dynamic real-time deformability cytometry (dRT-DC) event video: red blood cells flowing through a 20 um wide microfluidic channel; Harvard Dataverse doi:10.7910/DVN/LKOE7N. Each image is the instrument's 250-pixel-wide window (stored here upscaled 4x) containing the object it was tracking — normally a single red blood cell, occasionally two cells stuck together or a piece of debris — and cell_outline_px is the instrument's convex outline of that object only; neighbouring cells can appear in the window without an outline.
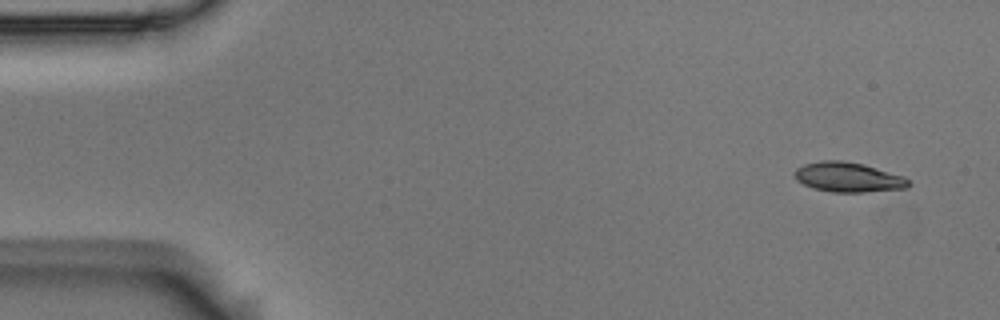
{"species": "Egyptian fruit bat (a non-hibernating species)", "species_latin": "Rousettus aegyptiacus", "temperature_condition": "room temperature", "stored_images_in_passage": 12, "camera_frame_rate_fps": 3000, "um_per_image_px": 0.085, "animal": {"sex": "male"}, "frame": {"image": 1, "passage_image": 1, "time_ms": 0.0, "image_size_px": [1000, 320], "cell_outline_px": [[912, 184], [908, 188], [864, 192], [832, 192], [812, 188], [796, 180], [796, 168], [804, 164], [820, 160], [840, 160], [864, 164], [904, 176]], "centroid_in_image_um": [72.12, 15.06], "position_along_channel_um": 12.9, "area_um2": 19.83}}
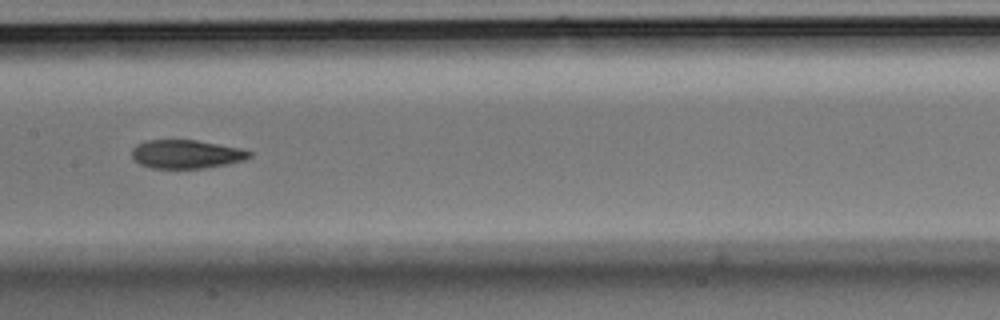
{"frame": {"image": 2, "passage_image": 7, "time_ms": 2.0, "image_size_px": [1000, 320], "cell_outline_px": [[252, 156], [244, 160], [228, 164], [204, 168], [152, 168], [140, 164], [132, 156], [132, 148], [136, 144], [144, 140], [196, 140], [240, 148], [252, 152]], "centroid_in_image_um": [15.83, 13.1], "position_along_channel_um": 191.6, "area_um2": 19.59}}
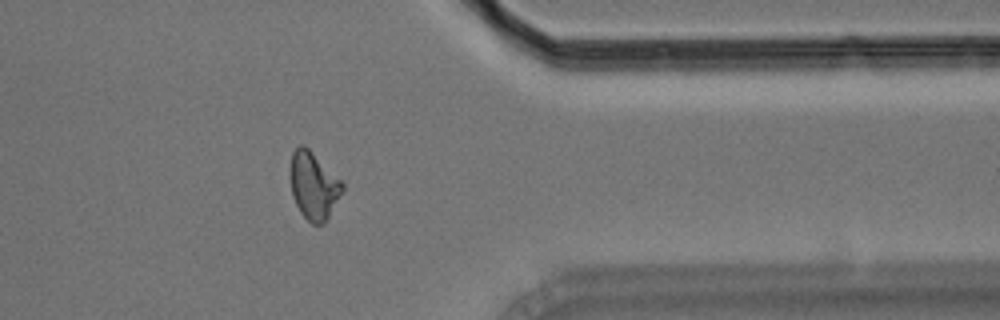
{"frame": {"image": 3, "passage_image": 12, "time_ms": 3.667, "image_size_px": [1000, 320], "cell_outline_px": [[344, 188], [324, 224], [312, 224], [300, 212], [292, 196], [288, 172], [292, 152], [300, 144], [304, 144], [344, 184]], "centroid_in_image_um": [26.6, 15.77], "position_along_channel_um": 384.8, "area_um2": 20.4}}